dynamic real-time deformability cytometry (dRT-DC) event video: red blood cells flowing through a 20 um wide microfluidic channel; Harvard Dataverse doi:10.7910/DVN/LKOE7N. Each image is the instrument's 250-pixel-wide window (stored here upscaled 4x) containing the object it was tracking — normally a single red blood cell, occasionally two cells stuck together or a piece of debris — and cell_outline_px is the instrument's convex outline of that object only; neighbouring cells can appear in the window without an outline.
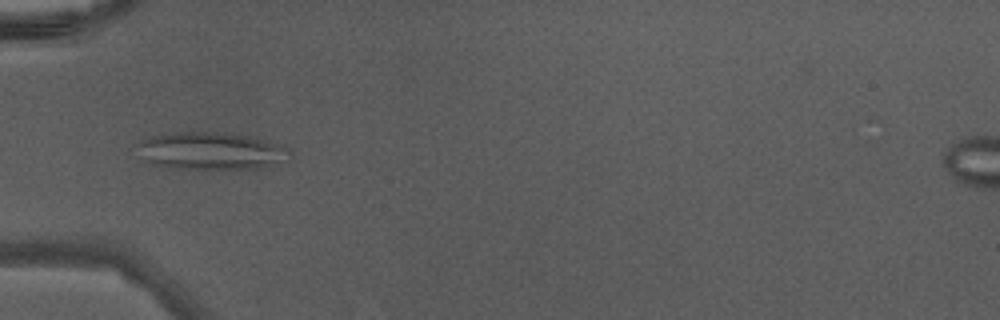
{"species": "Egyptian fruit bat (a non-hibernating species)", "species_latin": "Rousettus aegyptiacus", "temperature_condition": "warm", "stored_images_in_passage": 24, "camera_frame_rate_fps": 3000, "um_per_image_px": 0.085, "animal": {"sex": "male"}, "frame": {"image": 1, "passage_image": 17, "time_ms": 5.333, "image_size_px": [1000, 320], "cell_outline_px": [[292, 152], [288, 160], [264, 168], [172, 168], [148, 164], [144, 160], [136, 144], [152, 136], [180, 132], [216, 132], [256, 136], [284, 144]], "centroid_in_image_um": [18.03, 12.82], "position_along_channel_um": 67.0, "area_um2": 33.64}}